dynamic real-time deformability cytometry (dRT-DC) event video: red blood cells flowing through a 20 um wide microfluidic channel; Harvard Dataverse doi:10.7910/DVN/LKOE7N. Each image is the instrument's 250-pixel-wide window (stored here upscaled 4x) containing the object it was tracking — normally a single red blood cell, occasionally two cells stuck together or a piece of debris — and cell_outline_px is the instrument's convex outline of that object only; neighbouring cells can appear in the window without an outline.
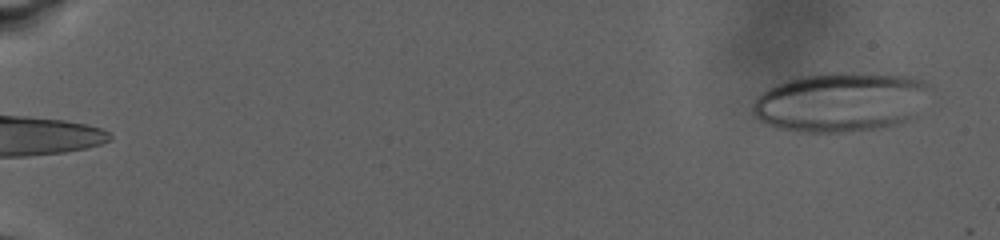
{"species": "human", "species_latin": "Homo sapiens", "temperature_condition": "warm", "stored_images_in_passage": 100, "camera_frame_rate_fps": 3000, "um_per_image_px": 0.085, "donor": {"sex": "male"}, "frame": {"image": 1, "passage_image": 7, "time_ms": 1.333, "image_size_px": [1000, 240], "cell_outline_px": [[932, 88], [908, 120], [896, 124], [872, 128], [844, 132], [804, 132], [776, 128], [760, 120], [752, 112], [752, 104], [768, 88], [776, 84], [808, 76], [908, 76], [920, 80], [928, 84]], "centroid_in_image_um": [71.42, 8.74], "position_along_channel_um": 13.6, "area_um2": 58.78}}
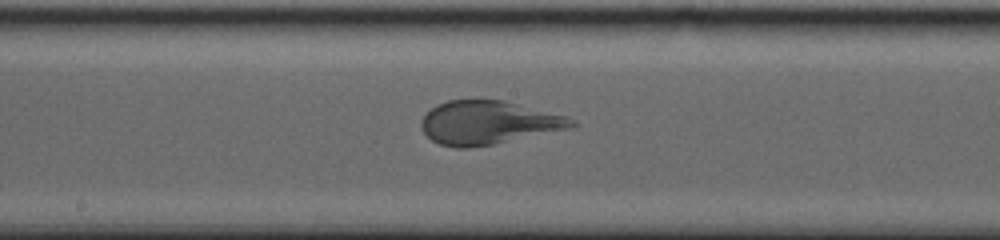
{"frame": {"image": 2, "passage_image": 79, "time_ms": 17.333, "image_size_px": [1000, 240], "cell_outline_px": [[576, 128], [492, 144], [468, 148], [456, 148], [440, 144], [432, 140], [424, 132], [420, 124], [420, 120], [436, 104], [448, 100], [504, 100], [568, 116], [576, 120]], "centroid_in_image_um": [41.56, 10.42], "position_along_channel_um": 206.6, "area_um2": 38.32}}
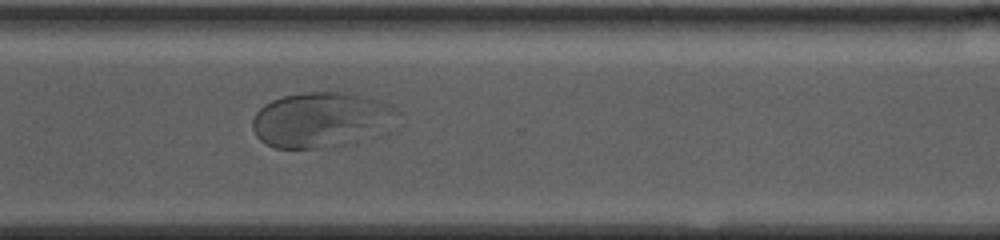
{"frame": {"image": 3, "passage_image": 99, "time_ms": 23.0, "image_size_px": [1000, 240], "cell_outline_px": [[400, 112], [356, 144], [332, 148], [276, 148], [260, 140], [256, 136], [252, 128], [252, 120], [256, 112], [264, 104], [272, 100], [284, 96], [304, 92], [344, 92], [364, 96], [380, 100]], "centroid_in_image_um": [27.18, 10.19], "position_along_channel_um": 343.4, "area_um2": 45.95}}